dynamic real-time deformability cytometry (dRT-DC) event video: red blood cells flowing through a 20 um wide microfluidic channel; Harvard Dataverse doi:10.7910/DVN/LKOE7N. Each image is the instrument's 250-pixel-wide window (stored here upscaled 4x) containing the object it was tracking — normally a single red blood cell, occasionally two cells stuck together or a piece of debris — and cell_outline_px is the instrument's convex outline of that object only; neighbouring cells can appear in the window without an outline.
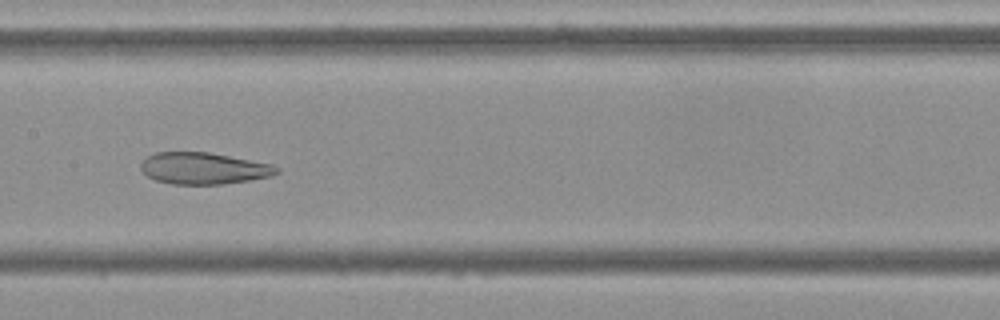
{"species": "Egyptian fruit bat (a non-hibernating species)", "species_latin": "Rousettus aegyptiacus", "temperature_condition": "cold", "stored_images_in_passage": 54, "camera_frame_rate_fps": 3000, "um_per_image_px": 0.085, "frame": {"image": 1, "passage_image": 27, "time_ms": 8.667, "image_size_px": [1000, 320], "cell_outline_px": [[280, 172], [272, 176], [252, 180], [220, 184], [172, 184], [156, 180], [148, 176], [140, 168], [140, 164], [148, 156], [156, 152], [208, 152], [272, 164], [280, 168]], "centroid_in_image_um": [17.34, 14.31], "position_along_channel_um": 190.1, "area_um2": 25.03}}
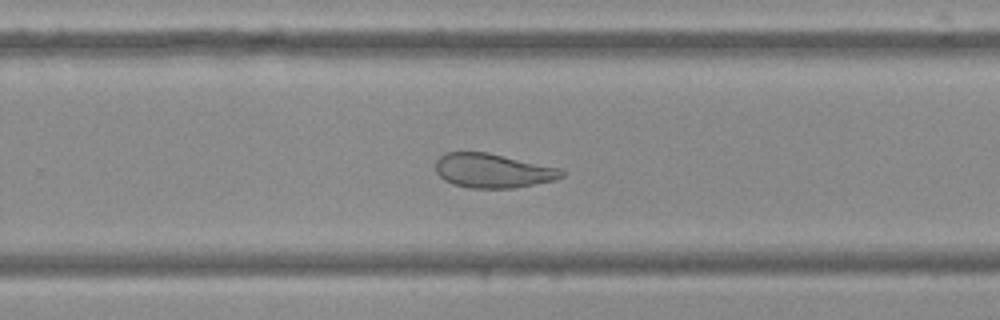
{"frame": {"image": 2, "passage_image": 35, "time_ms": 11.333, "image_size_px": [1000, 320], "cell_outline_px": [[564, 176], [552, 180], [512, 188], [472, 188], [452, 184], [444, 180], [436, 172], [436, 160], [444, 152], [488, 152], [560, 168], [564, 172]], "centroid_in_image_um": [41.85, 14.5], "position_along_channel_um": 287.9, "area_um2": 25.03}}
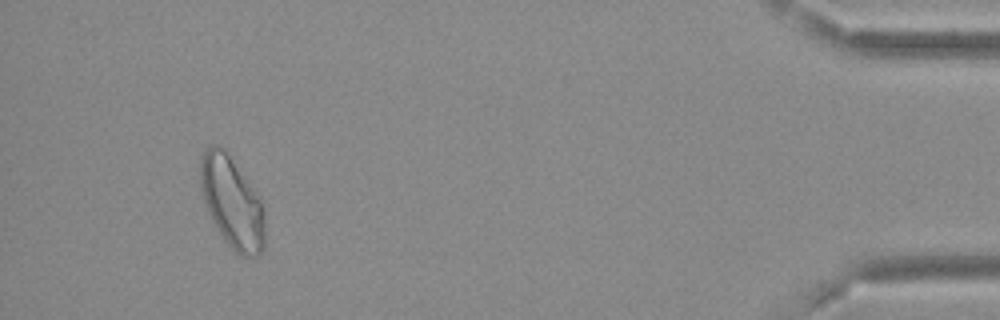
{"frame": {"image": 3, "passage_image": 51, "time_ms": 16.667, "image_size_px": [1000, 320], "cell_outline_px": [[264, 248], [256, 256], [244, 256], [236, 252], [224, 240], [212, 220], [208, 212], [200, 188], [200, 160], [204, 148], [208, 144], [216, 144], [224, 148], [260, 196], [264, 212]], "centroid_in_image_um": [19.71, 17.15], "position_along_channel_um": 415.5, "area_um2": 34.45}}